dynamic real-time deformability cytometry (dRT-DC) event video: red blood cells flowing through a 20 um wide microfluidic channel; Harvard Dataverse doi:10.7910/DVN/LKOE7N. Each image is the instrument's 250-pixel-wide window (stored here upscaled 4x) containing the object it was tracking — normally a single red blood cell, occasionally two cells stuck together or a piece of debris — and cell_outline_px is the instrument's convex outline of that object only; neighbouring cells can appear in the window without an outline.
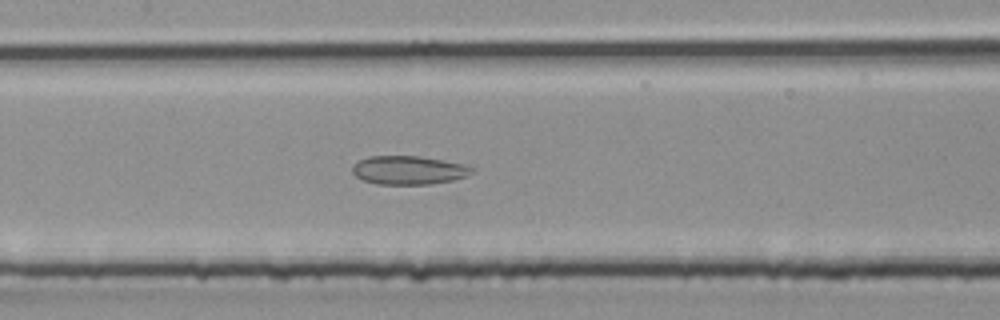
{"species": "common noctule bat (a hibernating species)", "species_latin": "Nyctalus noctula", "temperature_condition": "room temperature", "stored_images_in_passage": 39, "camera_frame_rate_fps": 3000, "um_per_image_px": 0.085, "animal": {"sex": "male", "body_mass_g": 20.4}, "frame": {"image": 1, "passage_image": 19, "time_ms": 6.0, "image_size_px": [1000, 320], "cell_outline_px": [[476, 168], [468, 176], [452, 180], [432, 184], [376, 184], [364, 180], [356, 176], [352, 172], [352, 168], [360, 160], [368, 156], [420, 156], [444, 160], [464, 164]], "centroid_in_image_um": [34.78, 14.46], "position_along_channel_um": 172.6, "area_um2": 19.94}}
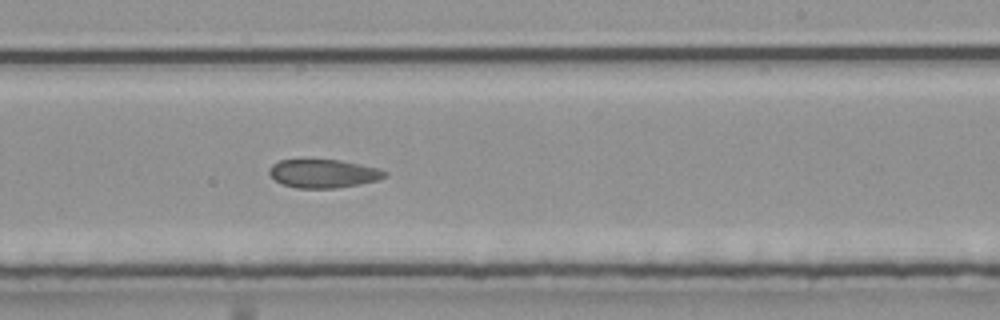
{"frame": {"image": 2, "passage_image": 24, "time_ms": 7.667, "image_size_px": [1000, 320], "cell_outline_px": [[388, 176], [376, 180], [360, 184], [336, 188], [296, 188], [280, 184], [268, 172], [268, 168], [272, 164], [280, 160], [340, 160], [360, 164], [376, 168], [388, 172]], "centroid_in_image_um": [27.47, 14.76], "position_along_channel_um": 261.5, "area_um2": 19.13}}
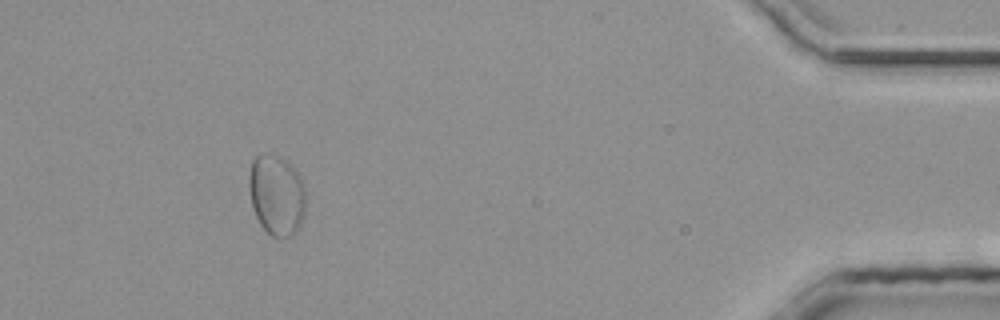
{"frame": {"image": 3, "passage_image": 36, "time_ms": 11.667, "image_size_px": [1000, 320], "cell_outline_px": [[304, 216], [300, 228], [292, 236], [272, 236], [260, 224], [252, 208], [248, 184], [248, 180], [252, 160], [256, 156], [276, 156], [284, 160], [296, 168], [304, 184]], "centroid_in_image_um": [23.52, 16.6], "position_along_channel_um": 411.7, "area_um2": 26.47}}